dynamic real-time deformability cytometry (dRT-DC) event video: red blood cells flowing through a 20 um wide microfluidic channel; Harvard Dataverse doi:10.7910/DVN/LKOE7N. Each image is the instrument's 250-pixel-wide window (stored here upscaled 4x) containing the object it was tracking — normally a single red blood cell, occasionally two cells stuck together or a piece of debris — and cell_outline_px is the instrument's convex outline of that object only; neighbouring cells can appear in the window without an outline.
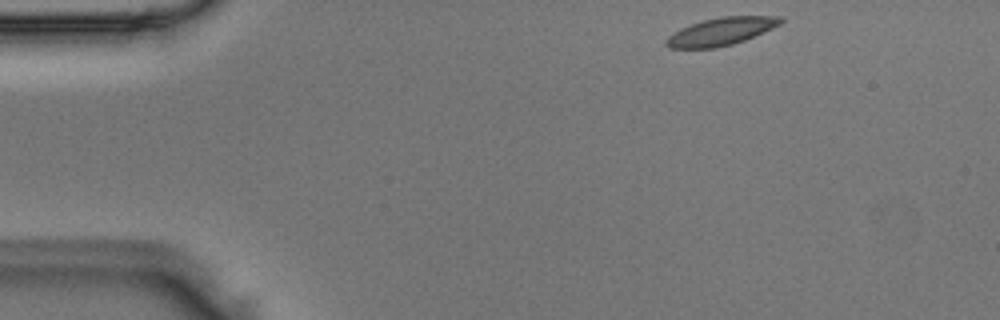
{"species": "Egyptian fruit bat (a non-hibernating species)", "species_latin": "Rousettus aegyptiacus", "temperature_condition": "room temperature", "stored_images_in_passage": 46, "camera_frame_rate_fps": 3000, "um_per_image_px": 0.085, "animal": {"sex": "male"}, "frame": {"image": 1, "passage_image": 1, "time_ms": 0.0, "image_size_px": [1000, 320], "cell_outline_px": [[784, 20], [780, 24], [744, 40], [732, 44], [716, 48], [668, 48], [664, 44], [664, 40], [668, 36], [680, 28], [704, 20], [720, 16], [780, 16]], "centroid_in_image_um": [61.24, 2.68], "position_along_channel_um": 23.8, "area_um2": 18.32}}
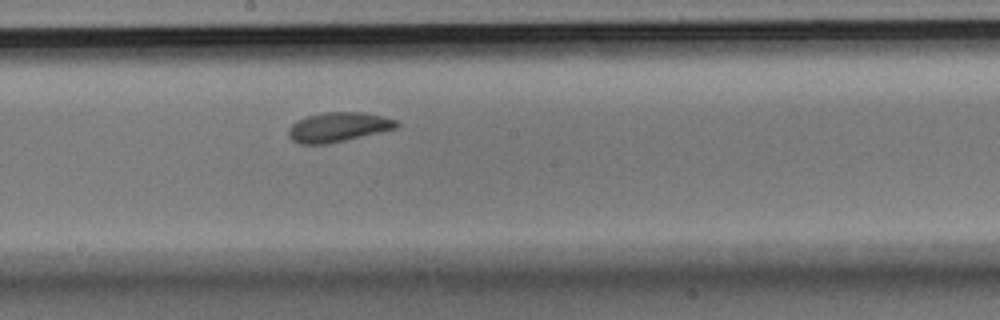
{"frame": {"image": 2, "passage_image": 22, "time_ms": 7.0, "image_size_px": [1000, 320], "cell_outline_px": [[400, 124], [396, 128], [380, 132], [328, 144], [300, 144], [292, 140], [288, 136], [288, 128], [296, 120], [304, 116], [324, 112], [364, 112], [396, 120]], "centroid_in_image_um": [28.7, 10.8], "position_along_channel_um": 219.5, "area_um2": 18.67}}
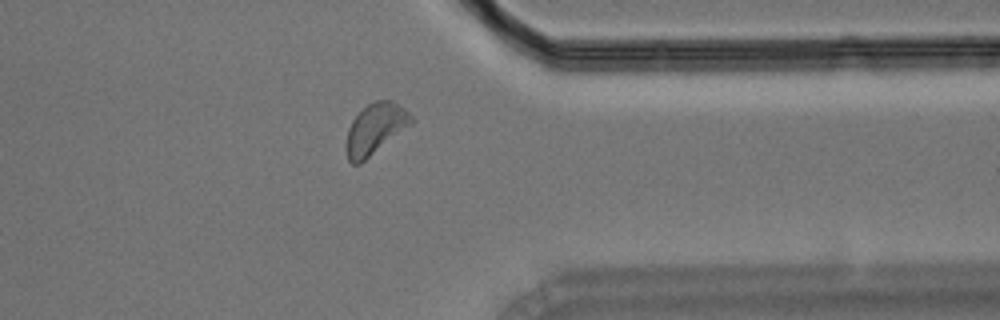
{"frame": {"image": 3, "passage_image": 35, "time_ms": 11.333, "image_size_px": [1000, 320], "cell_outline_px": [[416, 120], [412, 124], [360, 164], [352, 164], [348, 160], [344, 144], [348, 128], [352, 120], [368, 104], [376, 100], [392, 100], [404, 108]], "centroid_in_image_um": [31.89, 10.97], "position_along_channel_um": 379.5, "area_um2": 19.36}}